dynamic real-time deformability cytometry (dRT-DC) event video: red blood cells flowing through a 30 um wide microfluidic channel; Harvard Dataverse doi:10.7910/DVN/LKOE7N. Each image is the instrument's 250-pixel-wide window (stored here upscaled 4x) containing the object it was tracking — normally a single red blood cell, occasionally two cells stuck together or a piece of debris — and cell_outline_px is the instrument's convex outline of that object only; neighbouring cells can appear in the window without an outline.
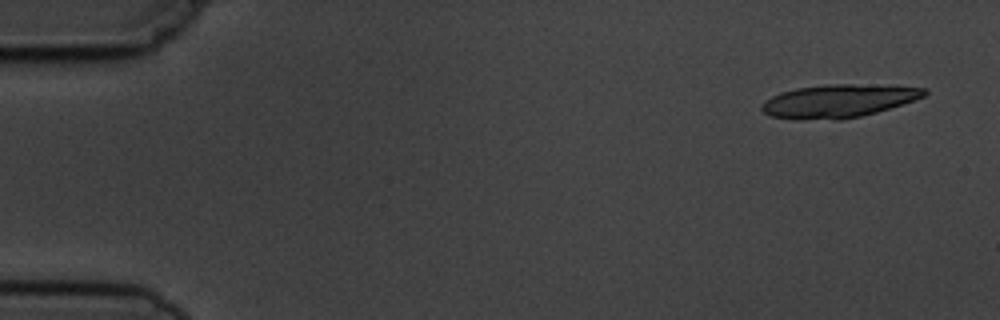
{"species": "common noctule bat (a hibernating species)", "species_latin": "Nyctalus noctula", "temperature_condition": "cold", "stored_images_in_passage": 5, "camera_frame_rate_fps": 3000, "um_per_image_px": 0.085, "animal": {"sex": "male", "body_mass_g": 19.5, "forearm_length_mm": 54.6}, "frame": {"image": 1, "passage_image": 1, "time_ms": 0.0, "image_size_px": [1000, 320], "cell_outline_px": [[928, 92], [924, 96], [876, 112], [860, 116], [840, 120], [836, 120], [772, 116], [764, 112], [760, 108], [760, 104], [764, 100], [780, 92], [796, 88], [828, 84], [888, 84], [924, 88]], "centroid_in_image_um": [71.28, 8.55], "position_along_channel_um": 13.7, "area_um2": 31.1}}